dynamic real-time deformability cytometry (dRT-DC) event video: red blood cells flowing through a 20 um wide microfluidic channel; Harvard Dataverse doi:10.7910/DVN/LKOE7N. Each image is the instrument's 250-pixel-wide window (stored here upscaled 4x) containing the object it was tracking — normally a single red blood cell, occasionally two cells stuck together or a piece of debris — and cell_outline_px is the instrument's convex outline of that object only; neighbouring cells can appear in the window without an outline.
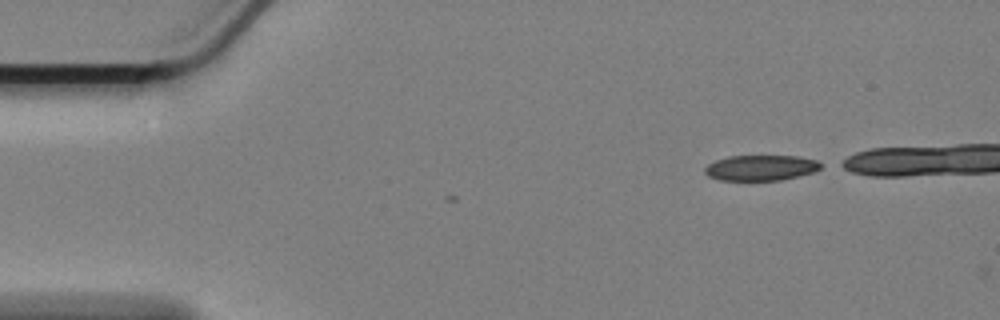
{"species": "Egyptian fruit bat (a non-hibernating species)", "species_latin": "Rousettus aegyptiacus", "temperature_condition": "cold", "stored_images_in_passage": 5, "camera_frame_rate_fps": 3000, "um_per_image_px": 0.085, "animal": {"sex": "female"}, "frame": {"image": 1, "passage_image": 1, "time_ms": 0.0, "image_size_px": [1000, 320], "cell_outline_px": [[824, 164], [816, 172], [780, 180], [720, 180], [708, 176], [704, 172], [704, 168], [708, 164], [716, 160], [728, 156], [796, 156], [816, 160]], "centroid_in_image_um": [64.69, 14.26], "position_along_channel_um": 20.3, "area_um2": 17.28}}